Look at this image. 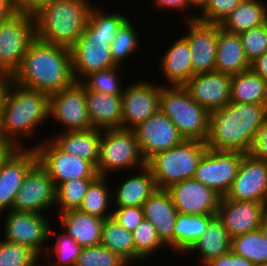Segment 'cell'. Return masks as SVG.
<instances>
[{
	"mask_svg": "<svg viewBox=\"0 0 267 266\" xmlns=\"http://www.w3.org/2000/svg\"><path fill=\"white\" fill-rule=\"evenodd\" d=\"M224 197L235 201H258L267 204V161L245 153L237 176Z\"/></svg>",
	"mask_w": 267,
	"mask_h": 266,
	"instance_id": "cell-18",
	"label": "cell"
},
{
	"mask_svg": "<svg viewBox=\"0 0 267 266\" xmlns=\"http://www.w3.org/2000/svg\"><path fill=\"white\" fill-rule=\"evenodd\" d=\"M112 217L129 232H133L144 219V214L142 207H115Z\"/></svg>",
	"mask_w": 267,
	"mask_h": 266,
	"instance_id": "cell-46",
	"label": "cell"
},
{
	"mask_svg": "<svg viewBox=\"0 0 267 266\" xmlns=\"http://www.w3.org/2000/svg\"><path fill=\"white\" fill-rule=\"evenodd\" d=\"M92 6L87 25L70 49L74 79L82 82L90 74L117 66L111 55V43L116 31L128 18L120 13H106ZM80 74V75H79Z\"/></svg>",
	"mask_w": 267,
	"mask_h": 266,
	"instance_id": "cell-1",
	"label": "cell"
},
{
	"mask_svg": "<svg viewBox=\"0 0 267 266\" xmlns=\"http://www.w3.org/2000/svg\"><path fill=\"white\" fill-rule=\"evenodd\" d=\"M41 259V257H39L36 261H34L30 266H45V265H41L39 260ZM46 266H49V264H47Z\"/></svg>",
	"mask_w": 267,
	"mask_h": 266,
	"instance_id": "cell-57",
	"label": "cell"
},
{
	"mask_svg": "<svg viewBox=\"0 0 267 266\" xmlns=\"http://www.w3.org/2000/svg\"><path fill=\"white\" fill-rule=\"evenodd\" d=\"M232 76L222 72L194 75L184 87L191 98L208 112L224 108L230 103Z\"/></svg>",
	"mask_w": 267,
	"mask_h": 266,
	"instance_id": "cell-22",
	"label": "cell"
},
{
	"mask_svg": "<svg viewBox=\"0 0 267 266\" xmlns=\"http://www.w3.org/2000/svg\"><path fill=\"white\" fill-rule=\"evenodd\" d=\"M86 105L92 128L113 129L122 125L121 95L94 92L85 86Z\"/></svg>",
	"mask_w": 267,
	"mask_h": 266,
	"instance_id": "cell-24",
	"label": "cell"
},
{
	"mask_svg": "<svg viewBox=\"0 0 267 266\" xmlns=\"http://www.w3.org/2000/svg\"><path fill=\"white\" fill-rule=\"evenodd\" d=\"M132 233L135 245V261L151 259V256L163 249V246L166 248V244L160 239L154 225L146 219H143Z\"/></svg>",
	"mask_w": 267,
	"mask_h": 266,
	"instance_id": "cell-37",
	"label": "cell"
},
{
	"mask_svg": "<svg viewBox=\"0 0 267 266\" xmlns=\"http://www.w3.org/2000/svg\"><path fill=\"white\" fill-rule=\"evenodd\" d=\"M160 64L162 76L167 82H163V86H184L193 77L191 52L183 36L164 52Z\"/></svg>",
	"mask_w": 267,
	"mask_h": 266,
	"instance_id": "cell-25",
	"label": "cell"
},
{
	"mask_svg": "<svg viewBox=\"0 0 267 266\" xmlns=\"http://www.w3.org/2000/svg\"><path fill=\"white\" fill-rule=\"evenodd\" d=\"M251 69L267 81V51L251 63Z\"/></svg>",
	"mask_w": 267,
	"mask_h": 266,
	"instance_id": "cell-54",
	"label": "cell"
},
{
	"mask_svg": "<svg viewBox=\"0 0 267 266\" xmlns=\"http://www.w3.org/2000/svg\"><path fill=\"white\" fill-rule=\"evenodd\" d=\"M49 111L48 94L12 81L0 110V135L23 148L22 137H33L35 130L50 119Z\"/></svg>",
	"mask_w": 267,
	"mask_h": 266,
	"instance_id": "cell-4",
	"label": "cell"
},
{
	"mask_svg": "<svg viewBox=\"0 0 267 266\" xmlns=\"http://www.w3.org/2000/svg\"><path fill=\"white\" fill-rule=\"evenodd\" d=\"M159 110L165 114L186 140L206 141L209 113L195 102L184 86H163Z\"/></svg>",
	"mask_w": 267,
	"mask_h": 266,
	"instance_id": "cell-7",
	"label": "cell"
},
{
	"mask_svg": "<svg viewBox=\"0 0 267 266\" xmlns=\"http://www.w3.org/2000/svg\"><path fill=\"white\" fill-rule=\"evenodd\" d=\"M17 147L9 140L0 135V168Z\"/></svg>",
	"mask_w": 267,
	"mask_h": 266,
	"instance_id": "cell-52",
	"label": "cell"
},
{
	"mask_svg": "<svg viewBox=\"0 0 267 266\" xmlns=\"http://www.w3.org/2000/svg\"><path fill=\"white\" fill-rule=\"evenodd\" d=\"M231 250V237L222 222L215 216L208 224L206 231L185 252H198L199 265L204 266L209 261L229 253Z\"/></svg>",
	"mask_w": 267,
	"mask_h": 266,
	"instance_id": "cell-30",
	"label": "cell"
},
{
	"mask_svg": "<svg viewBox=\"0 0 267 266\" xmlns=\"http://www.w3.org/2000/svg\"><path fill=\"white\" fill-rule=\"evenodd\" d=\"M90 0H50L33 16L35 37L71 49L87 25Z\"/></svg>",
	"mask_w": 267,
	"mask_h": 266,
	"instance_id": "cell-5",
	"label": "cell"
},
{
	"mask_svg": "<svg viewBox=\"0 0 267 266\" xmlns=\"http://www.w3.org/2000/svg\"><path fill=\"white\" fill-rule=\"evenodd\" d=\"M120 70L121 66L117 65L107 70L94 72L82 80V83L94 92L122 95L124 89L120 86L121 81L119 80L120 76H118Z\"/></svg>",
	"mask_w": 267,
	"mask_h": 266,
	"instance_id": "cell-41",
	"label": "cell"
},
{
	"mask_svg": "<svg viewBox=\"0 0 267 266\" xmlns=\"http://www.w3.org/2000/svg\"><path fill=\"white\" fill-rule=\"evenodd\" d=\"M267 21V5L263 0H243L220 24L225 31L240 34L260 27Z\"/></svg>",
	"mask_w": 267,
	"mask_h": 266,
	"instance_id": "cell-31",
	"label": "cell"
},
{
	"mask_svg": "<svg viewBox=\"0 0 267 266\" xmlns=\"http://www.w3.org/2000/svg\"><path fill=\"white\" fill-rule=\"evenodd\" d=\"M13 81V75L0 70V110L4 104L7 91Z\"/></svg>",
	"mask_w": 267,
	"mask_h": 266,
	"instance_id": "cell-53",
	"label": "cell"
},
{
	"mask_svg": "<svg viewBox=\"0 0 267 266\" xmlns=\"http://www.w3.org/2000/svg\"><path fill=\"white\" fill-rule=\"evenodd\" d=\"M56 187L46 169L37 161L27 172L16 194L13 210L44 214L55 206ZM48 208V209H47Z\"/></svg>",
	"mask_w": 267,
	"mask_h": 266,
	"instance_id": "cell-13",
	"label": "cell"
},
{
	"mask_svg": "<svg viewBox=\"0 0 267 266\" xmlns=\"http://www.w3.org/2000/svg\"><path fill=\"white\" fill-rule=\"evenodd\" d=\"M207 150L206 141L185 139L171 149L150 157L146 166L154 177L157 189H167L179 181L193 178Z\"/></svg>",
	"mask_w": 267,
	"mask_h": 266,
	"instance_id": "cell-6",
	"label": "cell"
},
{
	"mask_svg": "<svg viewBox=\"0 0 267 266\" xmlns=\"http://www.w3.org/2000/svg\"><path fill=\"white\" fill-rule=\"evenodd\" d=\"M249 69L251 63L245 55L239 34L225 31L219 24L215 71L233 76Z\"/></svg>",
	"mask_w": 267,
	"mask_h": 266,
	"instance_id": "cell-28",
	"label": "cell"
},
{
	"mask_svg": "<svg viewBox=\"0 0 267 266\" xmlns=\"http://www.w3.org/2000/svg\"><path fill=\"white\" fill-rule=\"evenodd\" d=\"M96 178H81L63 182L56 187L55 206L61 214L67 210L78 209L90 184ZM60 209V210H59Z\"/></svg>",
	"mask_w": 267,
	"mask_h": 266,
	"instance_id": "cell-38",
	"label": "cell"
},
{
	"mask_svg": "<svg viewBox=\"0 0 267 266\" xmlns=\"http://www.w3.org/2000/svg\"><path fill=\"white\" fill-rule=\"evenodd\" d=\"M59 218L62 230L81 248L100 244L104 219L78 209L64 211L59 214Z\"/></svg>",
	"mask_w": 267,
	"mask_h": 266,
	"instance_id": "cell-27",
	"label": "cell"
},
{
	"mask_svg": "<svg viewBox=\"0 0 267 266\" xmlns=\"http://www.w3.org/2000/svg\"><path fill=\"white\" fill-rule=\"evenodd\" d=\"M49 117L65 126L63 131L91 129L87 111L85 85L75 81L62 91L49 95Z\"/></svg>",
	"mask_w": 267,
	"mask_h": 266,
	"instance_id": "cell-12",
	"label": "cell"
},
{
	"mask_svg": "<svg viewBox=\"0 0 267 266\" xmlns=\"http://www.w3.org/2000/svg\"><path fill=\"white\" fill-rule=\"evenodd\" d=\"M146 165L141 155L133 129L113 128L102 130L99 160L96 171L99 176L129 169H140ZM109 172V173H108Z\"/></svg>",
	"mask_w": 267,
	"mask_h": 266,
	"instance_id": "cell-8",
	"label": "cell"
},
{
	"mask_svg": "<svg viewBox=\"0 0 267 266\" xmlns=\"http://www.w3.org/2000/svg\"><path fill=\"white\" fill-rule=\"evenodd\" d=\"M166 190L181 214L216 215L222 198L214 189L194 178L179 181Z\"/></svg>",
	"mask_w": 267,
	"mask_h": 266,
	"instance_id": "cell-17",
	"label": "cell"
},
{
	"mask_svg": "<svg viewBox=\"0 0 267 266\" xmlns=\"http://www.w3.org/2000/svg\"><path fill=\"white\" fill-rule=\"evenodd\" d=\"M245 55L250 63L267 51L265 24L239 34Z\"/></svg>",
	"mask_w": 267,
	"mask_h": 266,
	"instance_id": "cell-45",
	"label": "cell"
},
{
	"mask_svg": "<svg viewBox=\"0 0 267 266\" xmlns=\"http://www.w3.org/2000/svg\"><path fill=\"white\" fill-rule=\"evenodd\" d=\"M257 266H267V263L266 264L257 265Z\"/></svg>",
	"mask_w": 267,
	"mask_h": 266,
	"instance_id": "cell-59",
	"label": "cell"
},
{
	"mask_svg": "<svg viewBox=\"0 0 267 266\" xmlns=\"http://www.w3.org/2000/svg\"><path fill=\"white\" fill-rule=\"evenodd\" d=\"M243 0H209L207 5L200 10L201 14L187 16V20H199L205 23L221 24L222 21L242 2ZM197 15V16H196Z\"/></svg>",
	"mask_w": 267,
	"mask_h": 266,
	"instance_id": "cell-44",
	"label": "cell"
},
{
	"mask_svg": "<svg viewBox=\"0 0 267 266\" xmlns=\"http://www.w3.org/2000/svg\"><path fill=\"white\" fill-rule=\"evenodd\" d=\"M17 12L34 15L41 7L50 0H13Z\"/></svg>",
	"mask_w": 267,
	"mask_h": 266,
	"instance_id": "cell-49",
	"label": "cell"
},
{
	"mask_svg": "<svg viewBox=\"0 0 267 266\" xmlns=\"http://www.w3.org/2000/svg\"><path fill=\"white\" fill-rule=\"evenodd\" d=\"M230 102L267 104V81L252 69L233 75Z\"/></svg>",
	"mask_w": 267,
	"mask_h": 266,
	"instance_id": "cell-32",
	"label": "cell"
},
{
	"mask_svg": "<svg viewBox=\"0 0 267 266\" xmlns=\"http://www.w3.org/2000/svg\"><path fill=\"white\" fill-rule=\"evenodd\" d=\"M243 155L240 152L208 149L201 158L193 178L223 197L237 176Z\"/></svg>",
	"mask_w": 267,
	"mask_h": 266,
	"instance_id": "cell-14",
	"label": "cell"
},
{
	"mask_svg": "<svg viewBox=\"0 0 267 266\" xmlns=\"http://www.w3.org/2000/svg\"><path fill=\"white\" fill-rule=\"evenodd\" d=\"M265 32H266V40H267V21L265 22Z\"/></svg>",
	"mask_w": 267,
	"mask_h": 266,
	"instance_id": "cell-58",
	"label": "cell"
},
{
	"mask_svg": "<svg viewBox=\"0 0 267 266\" xmlns=\"http://www.w3.org/2000/svg\"><path fill=\"white\" fill-rule=\"evenodd\" d=\"M267 214V204L258 201L220 200L217 218L231 238L260 228L263 217Z\"/></svg>",
	"mask_w": 267,
	"mask_h": 266,
	"instance_id": "cell-20",
	"label": "cell"
},
{
	"mask_svg": "<svg viewBox=\"0 0 267 266\" xmlns=\"http://www.w3.org/2000/svg\"><path fill=\"white\" fill-rule=\"evenodd\" d=\"M13 81L52 95L74 82L71 50L35 38L29 45Z\"/></svg>",
	"mask_w": 267,
	"mask_h": 266,
	"instance_id": "cell-2",
	"label": "cell"
},
{
	"mask_svg": "<svg viewBox=\"0 0 267 266\" xmlns=\"http://www.w3.org/2000/svg\"><path fill=\"white\" fill-rule=\"evenodd\" d=\"M4 219V240L26 245L40 257L47 250L44 244L54 235L48 218L44 214L6 210ZM46 248H45V247ZM43 251V253H42Z\"/></svg>",
	"mask_w": 267,
	"mask_h": 266,
	"instance_id": "cell-11",
	"label": "cell"
},
{
	"mask_svg": "<svg viewBox=\"0 0 267 266\" xmlns=\"http://www.w3.org/2000/svg\"><path fill=\"white\" fill-rule=\"evenodd\" d=\"M215 216L178 213L173 231V251L178 255L183 252V255L206 231Z\"/></svg>",
	"mask_w": 267,
	"mask_h": 266,
	"instance_id": "cell-33",
	"label": "cell"
},
{
	"mask_svg": "<svg viewBox=\"0 0 267 266\" xmlns=\"http://www.w3.org/2000/svg\"><path fill=\"white\" fill-rule=\"evenodd\" d=\"M38 161L33 147L17 148L0 168V212L12 210L25 175Z\"/></svg>",
	"mask_w": 267,
	"mask_h": 266,
	"instance_id": "cell-21",
	"label": "cell"
},
{
	"mask_svg": "<svg viewBox=\"0 0 267 266\" xmlns=\"http://www.w3.org/2000/svg\"><path fill=\"white\" fill-rule=\"evenodd\" d=\"M119 254L99 244L82 247L75 266H130Z\"/></svg>",
	"mask_w": 267,
	"mask_h": 266,
	"instance_id": "cell-40",
	"label": "cell"
},
{
	"mask_svg": "<svg viewBox=\"0 0 267 266\" xmlns=\"http://www.w3.org/2000/svg\"><path fill=\"white\" fill-rule=\"evenodd\" d=\"M60 133H58L59 135L56 133L55 137H49L60 150L89 161L96 167L99 160L100 141L102 138L101 129L91 128Z\"/></svg>",
	"mask_w": 267,
	"mask_h": 266,
	"instance_id": "cell-26",
	"label": "cell"
},
{
	"mask_svg": "<svg viewBox=\"0 0 267 266\" xmlns=\"http://www.w3.org/2000/svg\"><path fill=\"white\" fill-rule=\"evenodd\" d=\"M106 176H98L89 186L78 210L89 215L97 216L102 219L113 215L112 192H110L109 181ZM111 203V204H110ZM111 209V210H108Z\"/></svg>",
	"mask_w": 267,
	"mask_h": 266,
	"instance_id": "cell-35",
	"label": "cell"
},
{
	"mask_svg": "<svg viewBox=\"0 0 267 266\" xmlns=\"http://www.w3.org/2000/svg\"><path fill=\"white\" fill-rule=\"evenodd\" d=\"M155 3V7L159 9H175L181 10V13L186 11L190 7L189 0H153ZM185 9V10H184ZM183 11V12H182Z\"/></svg>",
	"mask_w": 267,
	"mask_h": 266,
	"instance_id": "cell-50",
	"label": "cell"
},
{
	"mask_svg": "<svg viewBox=\"0 0 267 266\" xmlns=\"http://www.w3.org/2000/svg\"><path fill=\"white\" fill-rule=\"evenodd\" d=\"M137 81L126 86L121 95L123 129H134L159 111L162 83Z\"/></svg>",
	"mask_w": 267,
	"mask_h": 266,
	"instance_id": "cell-15",
	"label": "cell"
},
{
	"mask_svg": "<svg viewBox=\"0 0 267 266\" xmlns=\"http://www.w3.org/2000/svg\"><path fill=\"white\" fill-rule=\"evenodd\" d=\"M55 246H49L47 252L56 256L49 266H75L80 254L81 247L66 232L58 234ZM52 250V251H51Z\"/></svg>",
	"mask_w": 267,
	"mask_h": 266,
	"instance_id": "cell-43",
	"label": "cell"
},
{
	"mask_svg": "<svg viewBox=\"0 0 267 266\" xmlns=\"http://www.w3.org/2000/svg\"><path fill=\"white\" fill-rule=\"evenodd\" d=\"M204 266H255L248 259L235 255L231 251L206 263Z\"/></svg>",
	"mask_w": 267,
	"mask_h": 266,
	"instance_id": "cell-48",
	"label": "cell"
},
{
	"mask_svg": "<svg viewBox=\"0 0 267 266\" xmlns=\"http://www.w3.org/2000/svg\"><path fill=\"white\" fill-rule=\"evenodd\" d=\"M209 0H189L190 7L194 8H201L199 10H202L208 3Z\"/></svg>",
	"mask_w": 267,
	"mask_h": 266,
	"instance_id": "cell-55",
	"label": "cell"
},
{
	"mask_svg": "<svg viewBox=\"0 0 267 266\" xmlns=\"http://www.w3.org/2000/svg\"><path fill=\"white\" fill-rule=\"evenodd\" d=\"M17 13L13 0H0V24Z\"/></svg>",
	"mask_w": 267,
	"mask_h": 266,
	"instance_id": "cell-51",
	"label": "cell"
},
{
	"mask_svg": "<svg viewBox=\"0 0 267 266\" xmlns=\"http://www.w3.org/2000/svg\"><path fill=\"white\" fill-rule=\"evenodd\" d=\"M133 130L145 161L154 154L169 150L185 140L175 125L160 110Z\"/></svg>",
	"mask_w": 267,
	"mask_h": 266,
	"instance_id": "cell-16",
	"label": "cell"
},
{
	"mask_svg": "<svg viewBox=\"0 0 267 266\" xmlns=\"http://www.w3.org/2000/svg\"><path fill=\"white\" fill-rule=\"evenodd\" d=\"M127 18L116 31V37L111 43V55L116 65L120 66L126 58L135 53L139 47V33L137 34L135 25ZM139 44V45H138Z\"/></svg>",
	"mask_w": 267,
	"mask_h": 266,
	"instance_id": "cell-39",
	"label": "cell"
},
{
	"mask_svg": "<svg viewBox=\"0 0 267 266\" xmlns=\"http://www.w3.org/2000/svg\"><path fill=\"white\" fill-rule=\"evenodd\" d=\"M100 244L119 254L129 265L135 262L133 233L120 225L112 216L104 219Z\"/></svg>",
	"mask_w": 267,
	"mask_h": 266,
	"instance_id": "cell-34",
	"label": "cell"
},
{
	"mask_svg": "<svg viewBox=\"0 0 267 266\" xmlns=\"http://www.w3.org/2000/svg\"><path fill=\"white\" fill-rule=\"evenodd\" d=\"M267 119V104L229 103L209 113L208 149L247 153L254 133Z\"/></svg>",
	"mask_w": 267,
	"mask_h": 266,
	"instance_id": "cell-3",
	"label": "cell"
},
{
	"mask_svg": "<svg viewBox=\"0 0 267 266\" xmlns=\"http://www.w3.org/2000/svg\"><path fill=\"white\" fill-rule=\"evenodd\" d=\"M144 219L150 221L160 239L173 250V231L178 211L166 189H156L142 205Z\"/></svg>",
	"mask_w": 267,
	"mask_h": 266,
	"instance_id": "cell-23",
	"label": "cell"
},
{
	"mask_svg": "<svg viewBox=\"0 0 267 266\" xmlns=\"http://www.w3.org/2000/svg\"><path fill=\"white\" fill-rule=\"evenodd\" d=\"M140 170V171H139ZM134 176L127 177L112 193L114 207H142L157 189L150 169L145 165Z\"/></svg>",
	"mask_w": 267,
	"mask_h": 266,
	"instance_id": "cell-29",
	"label": "cell"
},
{
	"mask_svg": "<svg viewBox=\"0 0 267 266\" xmlns=\"http://www.w3.org/2000/svg\"><path fill=\"white\" fill-rule=\"evenodd\" d=\"M38 162L46 169L55 187L81 178H97L96 167L89 161L60 150L50 138L33 146Z\"/></svg>",
	"mask_w": 267,
	"mask_h": 266,
	"instance_id": "cell-10",
	"label": "cell"
},
{
	"mask_svg": "<svg viewBox=\"0 0 267 266\" xmlns=\"http://www.w3.org/2000/svg\"><path fill=\"white\" fill-rule=\"evenodd\" d=\"M39 257L26 245L4 239L0 241V266H30Z\"/></svg>",
	"mask_w": 267,
	"mask_h": 266,
	"instance_id": "cell-42",
	"label": "cell"
},
{
	"mask_svg": "<svg viewBox=\"0 0 267 266\" xmlns=\"http://www.w3.org/2000/svg\"><path fill=\"white\" fill-rule=\"evenodd\" d=\"M187 40L191 52L193 76L215 71L219 24L205 23L197 19L186 20Z\"/></svg>",
	"mask_w": 267,
	"mask_h": 266,
	"instance_id": "cell-19",
	"label": "cell"
},
{
	"mask_svg": "<svg viewBox=\"0 0 267 266\" xmlns=\"http://www.w3.org/2000/svg\"><path fill=\"white\" fill-rule=\"evenodd\" d=\"M259 229L263 233L264 237L267 239V214L263 217Z\"/></svg>",
	"mask_w": 267,
	"mask_h": 266,
	"instance_id": "cell-56",
	"label": "cell"
},
{
	"mask_svg": "<svg viewBox=\"0 0 267 266\" xmlns=\"http://www.w3.org/2000/svg\"><path fill=\"white\" fill-rule=\"evenodd\" d=\"M247 154L256 159L267 161V119L254 133Z\"/></svg>",
	"mask_w": 267,
	"mask_h": 266,
	"instance_id": "cell-47",
	"label": "cell"
},
{
	"mask_svg": "<svg viewBox=\"0 0 267 266\" xmlns=\"http://www.w3.org/2000/svg\"><path fill=\"white\" fill-rule=\"evenodd\" d=\"M35 38L32 14L17 12L0 24V70L14 75Z\"/></svg>",
	"mask_w": 267,
	"mask_h": 266,
	"instance_id": "cell-9",
	"label": "cell"
},
{
	"mask_svg": "<svg viewBox=\"0 0 267 266\" xmlns=\"http://www.w3.org/2000/svg\"><path fill=\"white\" fill-rule=\"evenodd\" d=\"M230 251L255 266L267 263V239L260 229L231 238Z\"/></svg>",
	"mask_w": 267,
	"mask_h": 266,
	"instance_id": "cell-36",
	"label": "cell"
}]
</instances>
